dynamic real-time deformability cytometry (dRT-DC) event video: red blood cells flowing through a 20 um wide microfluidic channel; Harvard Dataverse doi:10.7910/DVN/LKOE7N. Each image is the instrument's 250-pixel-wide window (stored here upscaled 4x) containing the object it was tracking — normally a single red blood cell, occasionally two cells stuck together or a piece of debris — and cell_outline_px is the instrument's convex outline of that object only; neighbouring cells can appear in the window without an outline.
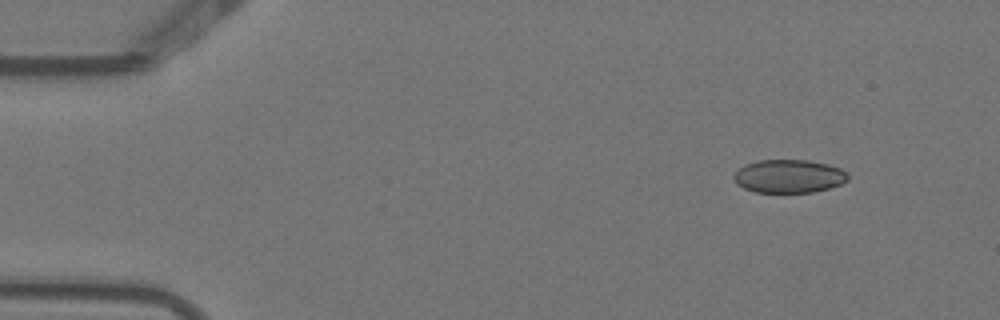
{"species": "Egyptian fruit bat (a non-hibernating species)", "species_latin": "Rousettus aegyptiacus", "temperature_condition": "warm", "stored_images_in_passage": 3, "camera_frame_rate_fps": 3000, "um_per_image_px": 0.085, "animal": {"sex": "female"}, "frame": {"image": 1, "passage_image": 1, "time_ms": 0.0, "image_size_px": [1000, 320], "cell_outline_px": [[848, 180], [840, 184], [828, 188], [812, 192], [756, 192], [744, 188], [736, 184], [732, 176], [744, 164], [760, 160], [808, 160], [828, 164], [840, 168], [848, 172]], "centroid_in_image_um": [67.05, 14.97], "position_along_channel_um": 17.9, "area_um2": 22.14}}